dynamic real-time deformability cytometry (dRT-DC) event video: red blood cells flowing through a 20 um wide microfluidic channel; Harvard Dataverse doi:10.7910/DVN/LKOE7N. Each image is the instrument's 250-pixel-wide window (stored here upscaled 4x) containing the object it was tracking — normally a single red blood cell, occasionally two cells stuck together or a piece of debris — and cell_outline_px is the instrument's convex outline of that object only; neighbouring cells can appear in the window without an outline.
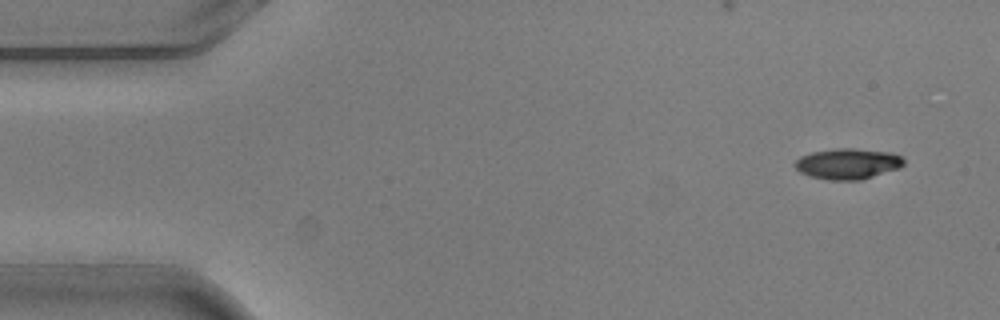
{"species": "common noctule bat (a hibernating species)", "species_latin": "Nyctalus noctula", "temperature_condition": "warm", "stored_images_in_passage": 5, "segment_of_instrument_passage": [1, 2], "camera_frame_rate_fps": 3000, "um_per_image_px": 0.085, "animal": {"sex": "male", "body_mass_g": 20.5, "forearm_length_mm": 52.5}, "frame": {"image": 1, "passage_image": 1, "time_ms": 0.0, "image_size_px": [1000, 320], "cell_outline_px": [[904, 164], [900, 168], [860, 180], [828, 180], [808, 176], [800, 172], [796, 168], [796, 160], [800, 156], [812, 152], [836, 148], [852, 148], [892, 152], [900, 156], [904, 160]], "centroid_in_image_um": [72.07, 13.92], "position_along_channel_um": 12.9, "area_um2": 19.54}}
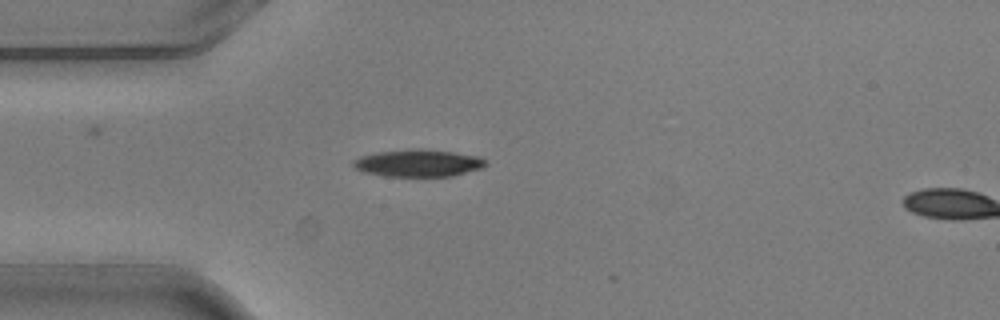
{"frame": {"image": 2, "passage_image": 4, "time_ms": 1.0, "image_size_px": [1000, 320], "cell_outline_px": [[488, 164], [484, 168], [452, 176], [384, 176], [364, 172], [356, 168], [352, 164], [352, 160], [360, 156], [376, 152], [412, 148], [420, 148], [452, 152], [480, 156], [488, 160]], "centroid_in_image_um": [35.59, 13.85], "position_along_channel_um": 49.4, "area_um2": 21.33}}